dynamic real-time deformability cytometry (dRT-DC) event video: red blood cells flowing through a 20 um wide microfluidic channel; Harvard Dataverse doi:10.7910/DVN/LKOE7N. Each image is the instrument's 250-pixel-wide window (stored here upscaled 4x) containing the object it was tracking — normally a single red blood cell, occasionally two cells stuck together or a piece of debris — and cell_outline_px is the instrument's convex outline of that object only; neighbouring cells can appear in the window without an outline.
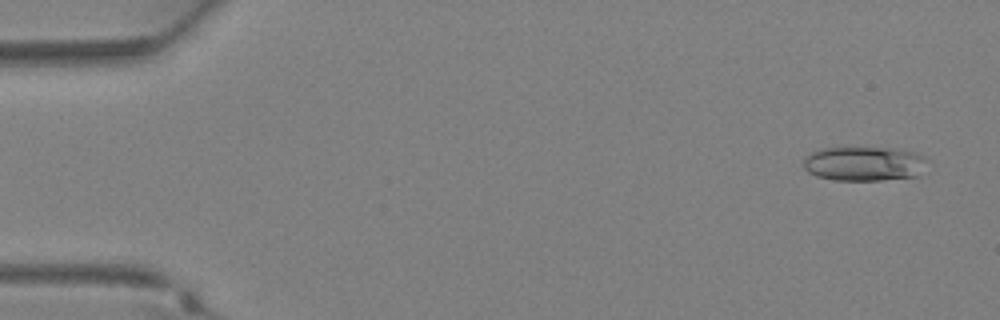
{"species": "Egyptian fruit bat (a non-hibernating species)", "species_latin": "Rousettus aegyptiacus", "temperature_condition": "warm", "stored_images_in_passage": 36, "camera_frame_rate_fps": 3000, "um_per_image_px": 0.085, "animal": {"sex": "female"}, "frame": {"image": 1, "passage_image": 2, "time_ms": 0.333, "image_size_px": [1000, 320], "cell_outline_px": [[928, 160], [920, 176], [880, 180], [832, 180], [816, 176], [808, 172], [804, 168], [804, 156], [820, 148], [896, 148], [912, 152], [924, 156]], "centroid_in_image_um": [73.45, 13.92], "position_along_channel_um": 11.5, "area_um2": 25.03}}
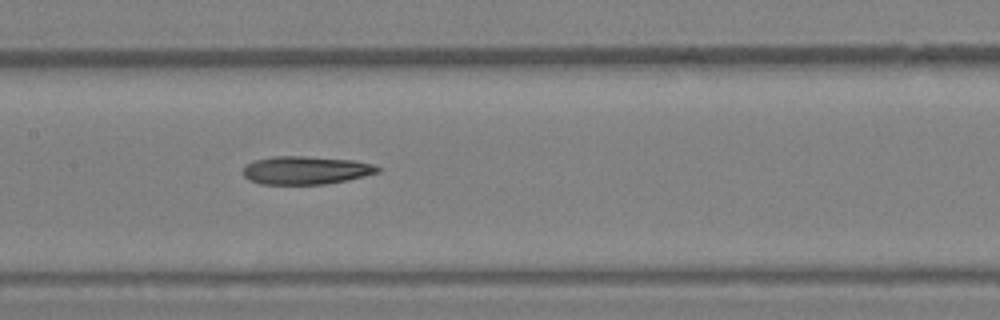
{"frame": {"image": 2, "passage_image": 18, "time_ms": 5.667, "image_size_px": [1000, 320], "cell_outline_px": [[380, 172], [348, 180], [324, 184], [260, 184], [248, 180], [244, 176], [244, 164], [252, 160], [276, 156], [304, 156], [352, 160], [372, 164], [380, 168]], "centroid_in_image_um": [25.96, 14.47], "position_along_channel_um": 181.4, "area_um2": 22.14}}
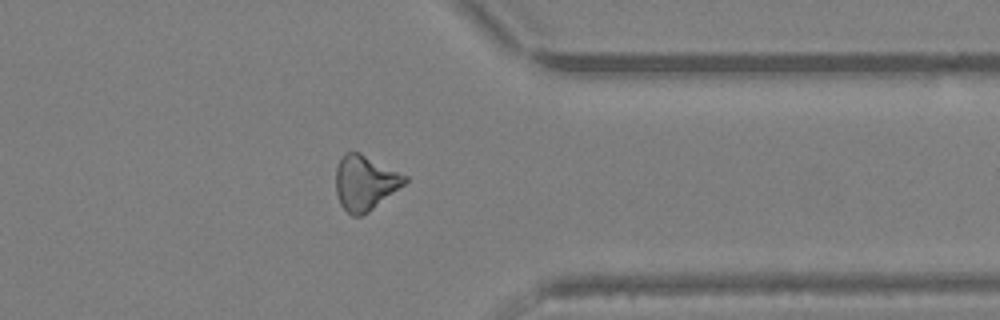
{"frame": {"image": 3, "passage_image": 29, "time_ms": 9.333, "image_size_px": [1000, 320], "cell_outline_px": [[408, 180], [404, 184], [368, 212], [360, 216], [352, 216], [340, 204], [336, 192], [336, 168], [344, 152], [360, 152], [408, 176]], "centroid_in_image_um": [31.01, 15.52], "position_along_channel_um": 380.4, "area_um2": 21.85}}